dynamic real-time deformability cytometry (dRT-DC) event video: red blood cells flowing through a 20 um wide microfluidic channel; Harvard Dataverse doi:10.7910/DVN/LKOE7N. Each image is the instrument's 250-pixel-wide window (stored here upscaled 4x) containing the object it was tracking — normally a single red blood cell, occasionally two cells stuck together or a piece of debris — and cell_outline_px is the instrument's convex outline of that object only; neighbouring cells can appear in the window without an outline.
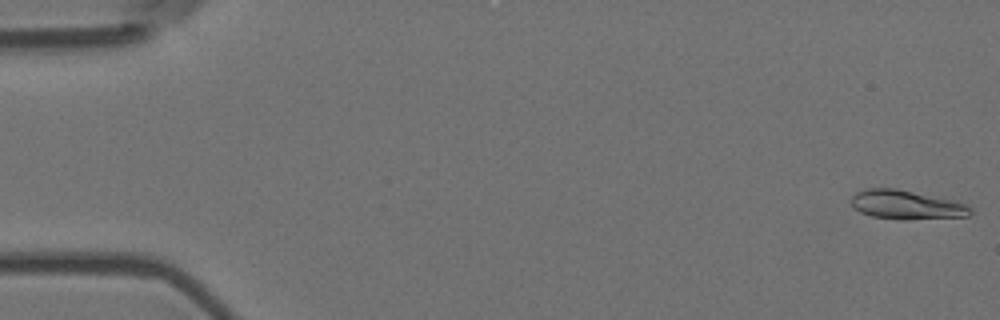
{"species": "Egyptian fruit bat (a non-hibernating species)", "species_latin": "Rousettus aegyptiacus", "temperature_condition": "room temperature", "stored_images_in_passage": 6, "camera_frame_rate_fps": 3000, "um_per_image_px": 0.085, "animal": {"sex": "female"}, "frame": {"image": 1, "passage_image": 1, "time_ms": 0.0, "image_size_px": [1000, 320], "cell_outline_px": [[972, 212], [968, 216], [904, 220], [872, 216], [860, 212], [852, 208], [848, 200], [856, 192], [864, 188], [896, 188], [952, 200], [964, 204], [972, 208]], "centroid_in_image_um": [76.96, 17.4], "position_along_channel_um": 8.0, "area_um2": 20.29}}
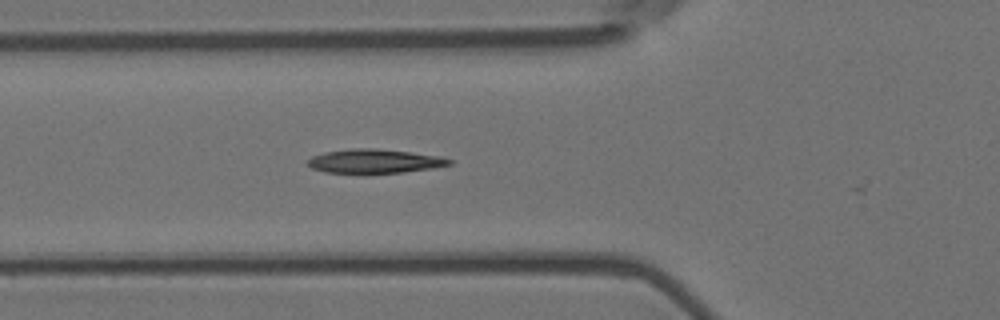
{"frame": {"image": 2, "passage_image": 6, "time_ms": 1.667, "image_size_px": [1000, 320], "cell_outline_px": [[452, 164], [432, 168], [404, 172], [324, 172], [312, 168], [304, 164], [312, 156], [324, 152], [352, 148], [376, 148], [444, 156], [452, 160]], "centroid_in_image_um": [31.84, 13.68], "position_along_channel_um": 94.0, "area_um2": 19.71}}